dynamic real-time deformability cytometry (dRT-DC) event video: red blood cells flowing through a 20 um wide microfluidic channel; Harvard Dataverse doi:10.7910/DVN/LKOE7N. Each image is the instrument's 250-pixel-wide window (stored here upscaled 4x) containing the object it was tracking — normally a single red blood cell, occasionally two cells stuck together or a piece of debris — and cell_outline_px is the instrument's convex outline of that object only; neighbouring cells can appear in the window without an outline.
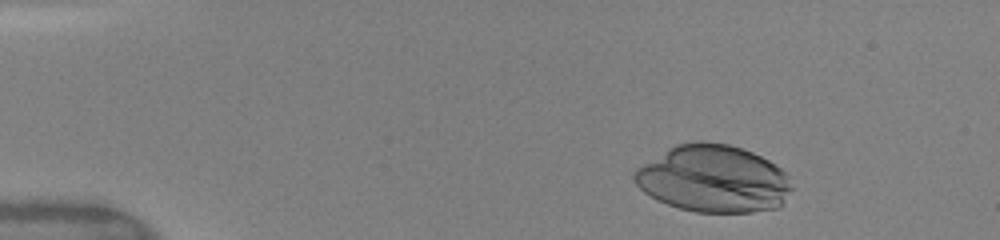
{"species": "human", "species_latin": "Homo sapiens", "temperature_condition": "warm", "stored_images_in_passage": 5, "camera_frame_rate_fps": 3000, "um_per_image_px": 0.085, "donor": {"sex": "female"}, "frame": {"image": 1, "passage_image": 2, "time_ms": 1.0, "image_size_px": [1000, 240], "cell_outline_px": [[792, 188], [780, 204], [776, 208], [752, 212], [696, 212], [680, 208], [668, 204], [644, 192], [632, 180], [632, 176], [636, 168], [668, 148], [676, 144], [696, 140], [700, 140], [728, 144], [752, 152], [768, 160], [780, 168], [788, 176]], "centroid_in_image_um": [60.61, 15.18], "position_along_channel_um": 24.4, "area_um2": 61.38}}